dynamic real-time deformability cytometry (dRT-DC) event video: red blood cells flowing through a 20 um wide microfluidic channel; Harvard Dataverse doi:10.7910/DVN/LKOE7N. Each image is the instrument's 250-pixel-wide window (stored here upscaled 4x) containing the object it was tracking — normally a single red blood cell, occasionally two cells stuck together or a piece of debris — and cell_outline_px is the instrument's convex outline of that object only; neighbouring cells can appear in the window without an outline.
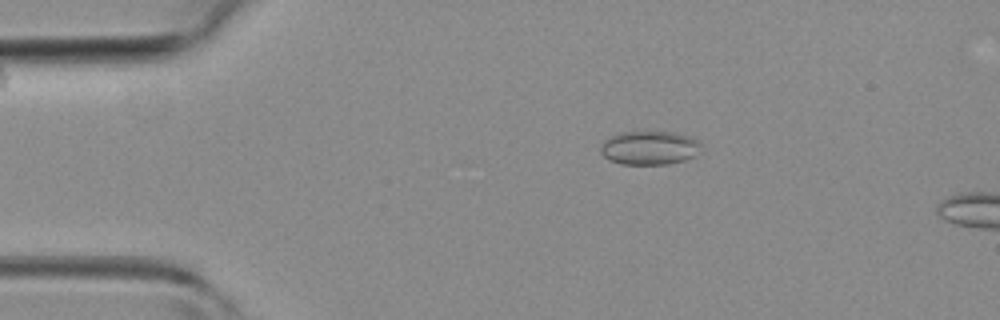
{"species": "common noctule bat (a hibernating species)", "species_latin": "Nyctalus noctula", "temperature_condition": "room temperature", "stored_images_in_passage": 10, "camera_frame_rate_fps": 3000, "um_per_image_px": 0.085, "animal": {"sex": "female", "body_mass_g": 19.3, "forearm_length_mm": 54.1}, "frame": {"image": 1, "passage_image": 7, "time_ms": 2.0, "image_size_px": [1000, 320], "cell_outline_px": [[700, 144], [696, 156], [684, 160], [668, 164], [620, 164], [608, 160], [600, 152], [600, 148], [604, 140], [620, 132], [672, 132], [688, 136], [700, 140]], "centroid_in_image_um": [55.19, 12.57], "position_along_channel_um": 29.8, "area_um2": 19.77}}